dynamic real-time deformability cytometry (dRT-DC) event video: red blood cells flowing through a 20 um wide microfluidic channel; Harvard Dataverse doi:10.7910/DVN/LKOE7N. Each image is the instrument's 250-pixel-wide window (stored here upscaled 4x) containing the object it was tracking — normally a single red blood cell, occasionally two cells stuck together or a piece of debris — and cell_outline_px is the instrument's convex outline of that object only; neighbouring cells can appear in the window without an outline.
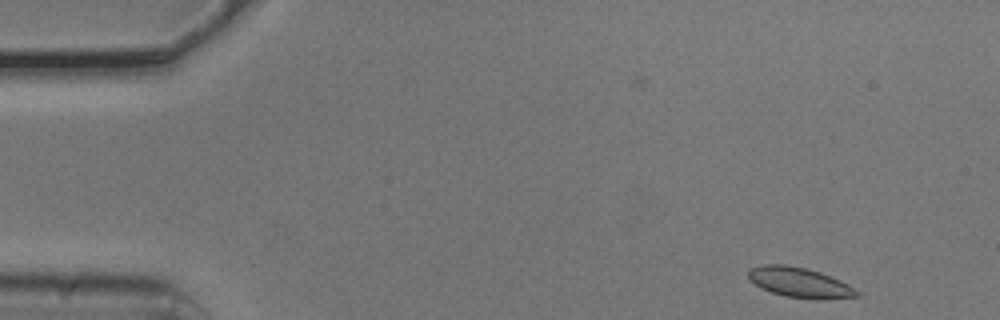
{"species": "common noctule bat (a hibernating species)", "species_latin": "Nyctalus noctula", "temperature_condition": "cold", "stored_images_in_passage": 50, "camera_frame_rate_fps": 3000, "um_per_image_px": 0.085, "animal": {"sex": "male", "body_mass_g": 20.5, "forearm_length_mm": 52.5}, "frame": {"image": 1, "passage_image": 1, "time_ms": 0.0, "image_size_px": [1000, 320], "cell_outline_px": [[860, 296], [816, 300], [784, 296], [760, 288], [748, 280], [748, 268], [764, 264], [784, 264], [808, 268], [820, 272], [840, 280], [848, 284], [860, 292]], "centroid_in_image_um": [67.94, 24.01], "position_along_channel_um": 17.1, "area_um2": 19.31}}
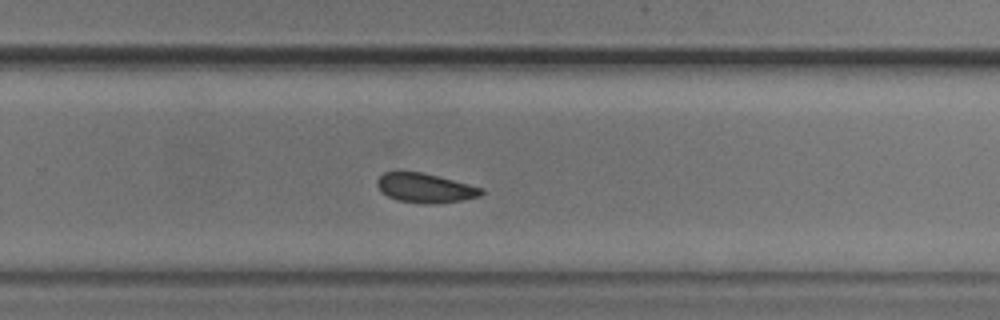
{"frame": {"image": 2, "passage_image": 31, "time_ms": 10.0, "image_size_px": [1000, 320], "cell_outline_px": [[484, 192], [480, 196], [460, 200], [432, 204], [424, 204], [400, 200], [388, 196], [380, 192], [376, 184], [376, 180], [384, 172], [420, 172], [484, 188]], "centroid_in_image_um": [36.11, 15.98], "position_along_channel_um": 293.7, "area_um2": 17.57}}
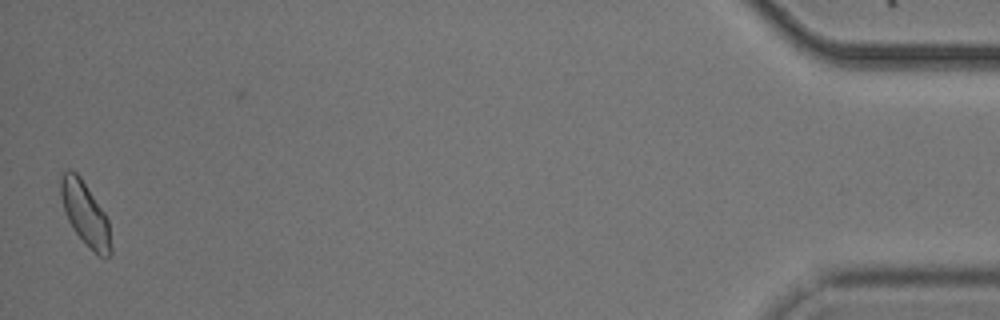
{"frame": {"image": 3, "passage_image": 49, "time_ms": 16.0, "image_size_px": [1000, 320], "cell_outline_px": [[112, 256], [104, 260], [96, 256], [72, 228], [68, 220], [60, 196], [60, 176], [68, 168], [76, 172], [80, 176], [104, 212], [108, 220], [112, 248]], "centroid_in_image_um": [7.27, 18.23], "position_along_channel_um": 427.9, "area_um2": 18.84}, "authors_computed_cell_mechanics": {"area_um2": 18.2648, "velocity_mm_per_s": 3.7623, "shape_relaxation_time_tau1_ms": 4.1588, "shape_relaxation_time_tau2_ms": null, "deformation_change_tau1": 0.065, "deformation_change_tau2": null}}